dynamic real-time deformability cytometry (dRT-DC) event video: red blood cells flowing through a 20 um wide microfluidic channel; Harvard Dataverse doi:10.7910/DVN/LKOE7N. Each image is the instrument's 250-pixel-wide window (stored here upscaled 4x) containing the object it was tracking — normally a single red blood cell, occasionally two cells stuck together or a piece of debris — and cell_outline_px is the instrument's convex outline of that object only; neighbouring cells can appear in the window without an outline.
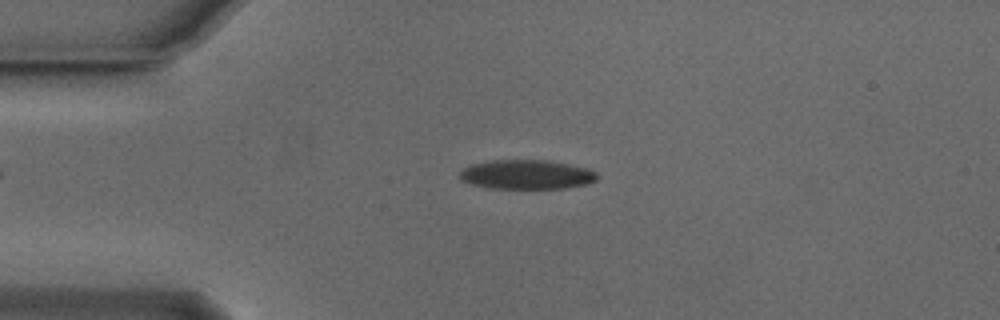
{"species": "Egyptian fruit bat (a non-hibernating species)", "species_latin": "Rousettus aegyptiacus", "temperature_condition": "cold", "stored_images_in_passage": 50, "camera_frame_rate_fps": 3000, "um_per_image_px": 0.085, "animal": {"sex": "male"}, "frame": {"image": 1, "passage_image": 9, "time_ms": 2.667, "image_size_px": [1000, 320], "cell_outline_px": [[596, 180], [588, 184], [564, 188], [488, 188], [472, 184], [460, 180], [460, 172], [464, 168], [472, 164], [492, 160], [544, 160], [568, 164], [588, 168], [596, 172]], "centroid_in_image_um": [44.76, 14.83], "position_along_channel_um": 40.2, "area_um2": 23.35}}
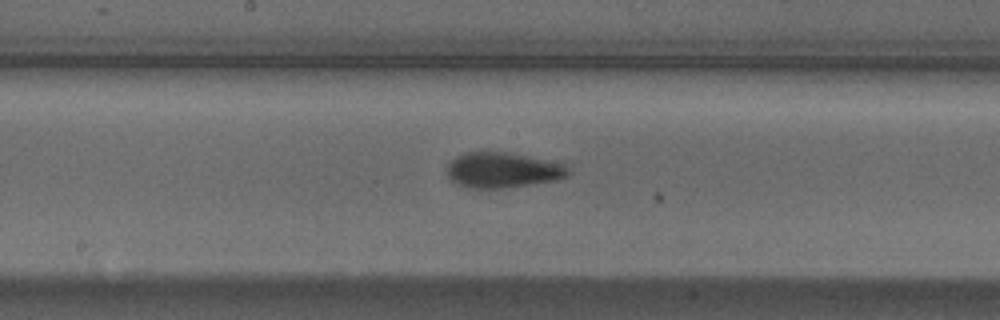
{"frame": {"image": 2, "passage_image": 24, "time_ms": 7.667, "image_size_px": [1000, 320], "cell_outline_px": [[572, 172], [568, 176], [556, 180], [504, 188], [472, 188], [456, 184], [448, 176], [448, 164], [456, 156], [464, 152], [504, 152], [564, 164]], "centroid_in_image_um": [42.72, 14.47], "position_along_channel_um": 205.5, "area_um2": 24.68}}
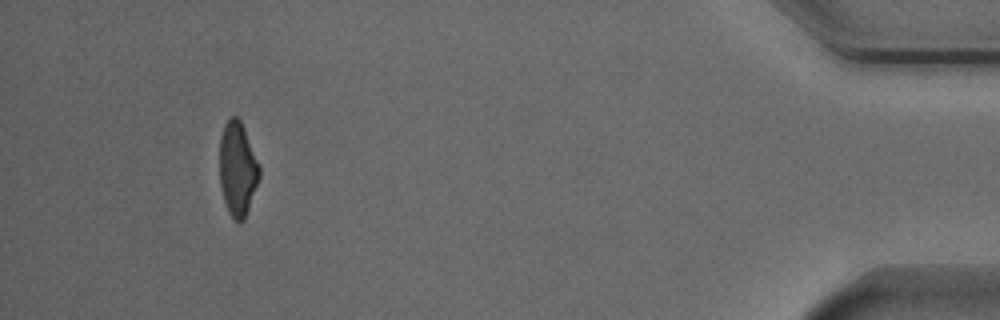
{"frame": {"image": 3, "passage_image": 46, "time_ms": 15.0, "image_size_px": [1000, 320], "cell_outline_px": [[260, 176], [244, 220], [236, 220], [228, 212], [224, 200], [220, 184], [220, 136], [224, 124], [232, 116], [236, 116], [240, 120], [244, 128], [260, 168]], "centroid_in_image_um": [20.18, 14.34], "position_along_channel_um": 415.0, "area_um2": 21.44}, "authors_computed_cell_mechanics": {"area_um2": 23.4668, "velocity_mm_per_s": 3.8269, "shape_relaxation_time_tau1_ms": 2.4676, "shape_relaxation_time_tau2_ms": 2.8784, "deformation_change_tau1": 0.1278, "deformation_change_tau2": 0.097}}